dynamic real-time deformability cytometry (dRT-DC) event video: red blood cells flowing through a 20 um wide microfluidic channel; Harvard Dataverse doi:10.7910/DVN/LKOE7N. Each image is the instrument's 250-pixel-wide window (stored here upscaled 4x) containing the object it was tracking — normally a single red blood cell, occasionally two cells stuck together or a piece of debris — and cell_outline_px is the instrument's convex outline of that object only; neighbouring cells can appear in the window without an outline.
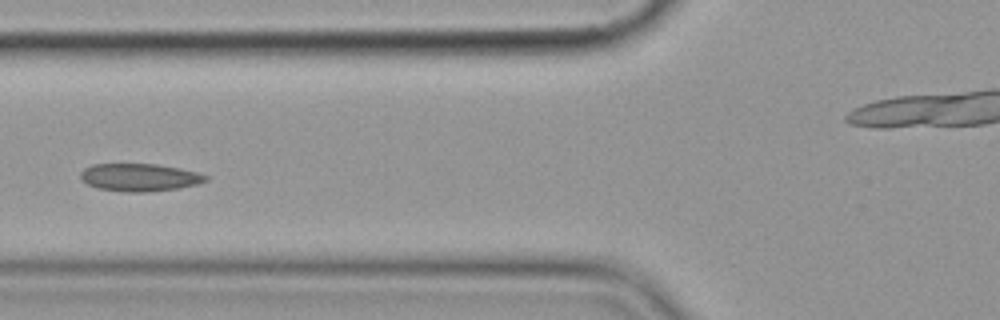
{"species": "common noctule bat (a hibernating species)", "species_latin": "Nyctalus noctula", "temperature_condition": "cold", "stored_images_in_passage": 3, "camera_frame_rate_fps": 3000, "um_per_image_px": 0.085, "animal": {"sex": "female", "body_mass_g": 19.9}, "frame": {"image": 1, "passage_image": 3, "time_ms": 3.333, "image_size_px": [1000, 320], "cell_outline_px": [[208, 180], [196, 184], [180, 188], [148, 192], [124, 192], [96, 188], [88, 184], [80, 176], [80, 172], [84, 168], [92, 164], [156, 164], [180, 168], [196, 172], [208, 176]], "centroid_in_image_um": [11.85, 15.08], "position_along_channel_um": 113.9, "area_um2": 20.23}}